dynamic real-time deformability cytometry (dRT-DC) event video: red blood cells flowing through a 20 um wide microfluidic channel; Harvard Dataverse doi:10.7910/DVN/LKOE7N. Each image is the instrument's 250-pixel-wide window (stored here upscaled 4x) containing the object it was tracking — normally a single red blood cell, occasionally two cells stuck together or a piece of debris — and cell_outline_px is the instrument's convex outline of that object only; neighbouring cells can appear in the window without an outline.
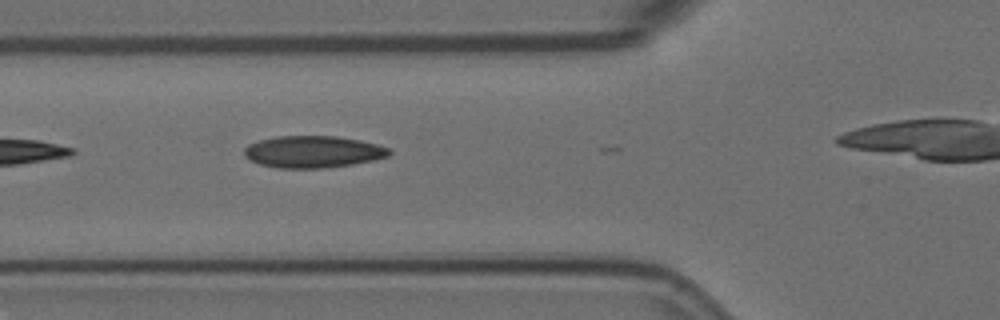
{"species": "Egyptian fruit bat (a non-hibernating species)", "species_latin": "Rousettus aegyptiacus", "temperature_condition": "room temperature", "stored_images_in_passage": 3, "camera_frame_rate_fps": 3000, "um_per_image_px": 0.085, "animal": {"sex": "female"}, "frame": {"image": 1, "passage_image": 2, "time_ms": 0.333, "image_size_px": [1000, 320], "cell_outline_px": [[392, 152], [388, 156], [372, 160], [352, 164], [324, 168], [280, 168], [260, 164], [248, 160], [244, 156], [244, 148], [248, 144], [260, 140], [276, 136], [336, 136], [360, 140], [376, 144], [388, 148]], "centroid_in_image_um": [26.57, 12.9], "position_along_channel_um": 99.2, "area_um2": 26.93}}